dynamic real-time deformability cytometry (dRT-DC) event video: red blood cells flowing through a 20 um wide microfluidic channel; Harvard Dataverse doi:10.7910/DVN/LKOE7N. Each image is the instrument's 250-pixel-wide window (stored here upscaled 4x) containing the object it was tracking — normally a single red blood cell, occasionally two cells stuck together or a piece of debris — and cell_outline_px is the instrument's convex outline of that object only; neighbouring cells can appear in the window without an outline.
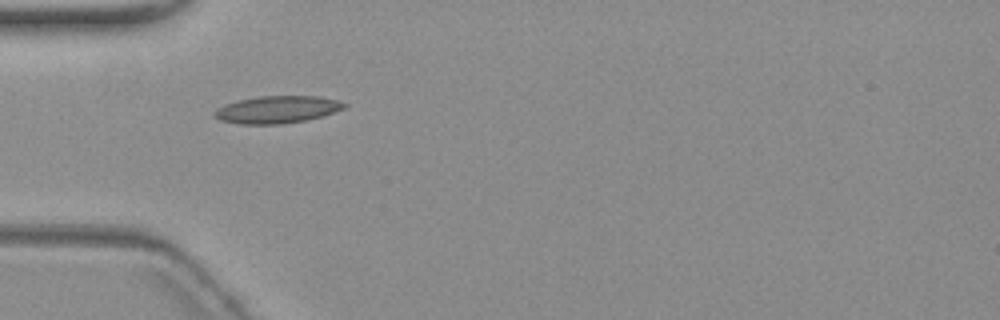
{"species": "common noctule bat (a hibernating species)", "species_latin": "Nyctalus noctula", "temperature_condition": "warm", "stored_images_in_passage": 2, "camera_frame_rate_fps": 3000, "um_per_image_px": 0.085, "animal": {"sex": "female", "body_mass_g": 19.3, "forearm_length_mm": 54.1}, "frame": {"image": 1, "passage_image": 1, "time_ms": 0.0, "image_size_px": [1000, 320], "cell_outline_px": [[348, 104], [344, 108], [320, 116], [304, 120], [280, 124], [240, 124], [220, 120], [212, 116], [212, 112], [216, 108], [224, 104], [240, 100], [260, 96], [320, 96], [336, 100]], "centroid_in_image_um": [23.49, 9.31], "position_along_channel_um": 61.5, "area_um2": 20.52}}
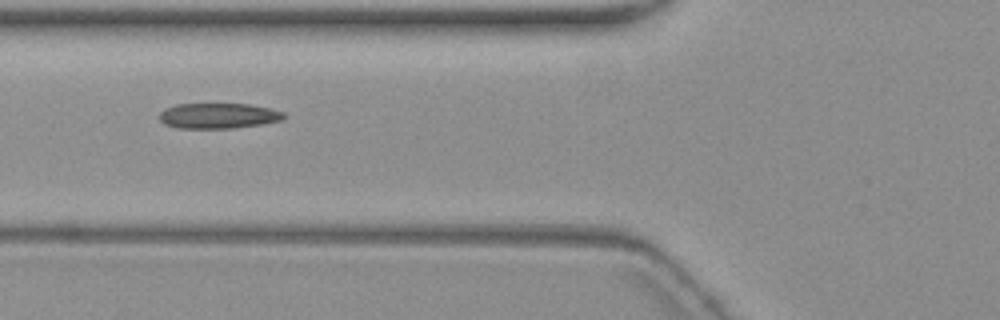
{"frame": {"image": 2, "passage_image": 2, "time_ms": 1.333, "image_size_px": [1000, 320], "cell_outline_px": [[284, 116], [280, 120], [260, 124], [232, 128], [176, 128], [164, 124], [160, 120], [160, 112], [164, 108], [176, 104], [252, 104], [272, 108], [284, 112]], "centroid_in_image_um": [18.53, 9.83], "position_along_channel_um": 107.3, "area_um2": 18.44}}